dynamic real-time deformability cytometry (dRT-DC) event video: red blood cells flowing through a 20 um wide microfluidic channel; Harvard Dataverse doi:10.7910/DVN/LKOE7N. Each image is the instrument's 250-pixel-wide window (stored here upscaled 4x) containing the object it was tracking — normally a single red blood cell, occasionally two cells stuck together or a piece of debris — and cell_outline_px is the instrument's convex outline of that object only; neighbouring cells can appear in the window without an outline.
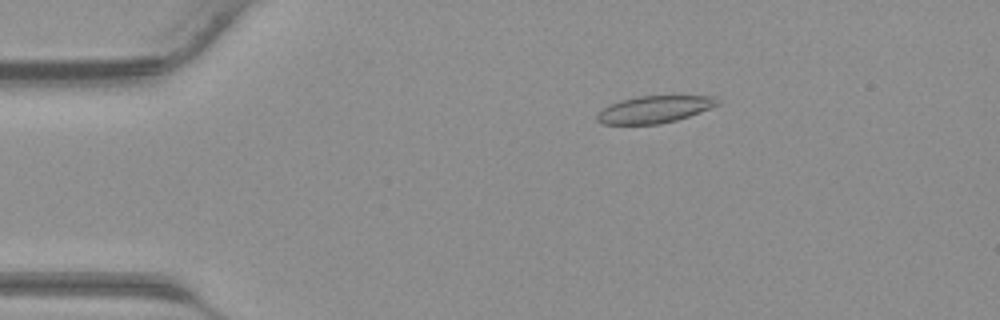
{"species": "common noctule bat (a hibernating species)", "species_latin": "Nyctalus noctula", "temperature_condition": "warm", "stored_images_in_passage": 35, "camera_frame_rate_fps": 3000, "um_per_image_px": 0.085, "animal": {"sex": "male", "body_mass_g": 23.1, "forearm_length_mm": 52.7}, "frame": {"image": 1, "passage_image": 1, "time_ms": 0.0, "image_size_px": [1000, 320], "cell_outline_px": [[720, 104], [688, 116], [676, 120], [660, 124], [604, 124], [596, 120], [596, 116], [604, 108], [620, 100], [636, 96], [716, 96], [720, 100]], "centroid_in_image_um": [55.64, 9.29], "position_along_channel_um": 29.4, "area_um2": 18.84}}
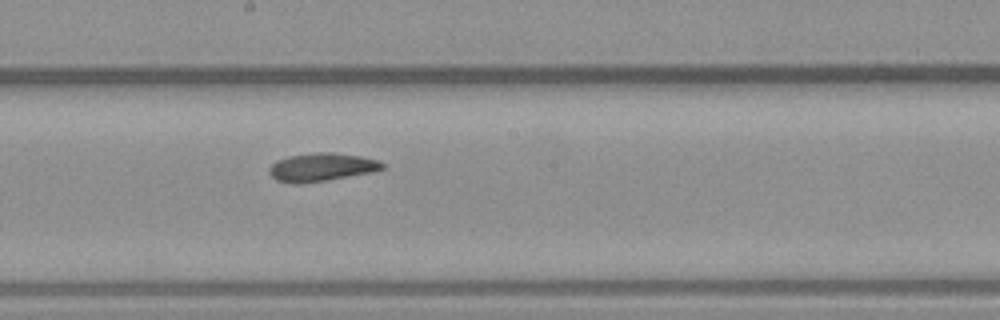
{"frame": {"image": 2, "passage_image": 16, "time_ms": 5.0, "image_size_px": [1000, 320], "cell_outline_px": [[384, 168], [372, 172], [328, 180], [300, 184], [292, 184], [276, 180], [268, 172], [268, 168], [276, 160], [288, 156], [316, 152], [332, 152], [360, 156], [376, 160], [384, 164]], "centroid_in_image_um": [27.28, 14.21], "position_along_channel_um": 220.9, "area_um2": 18.67}}
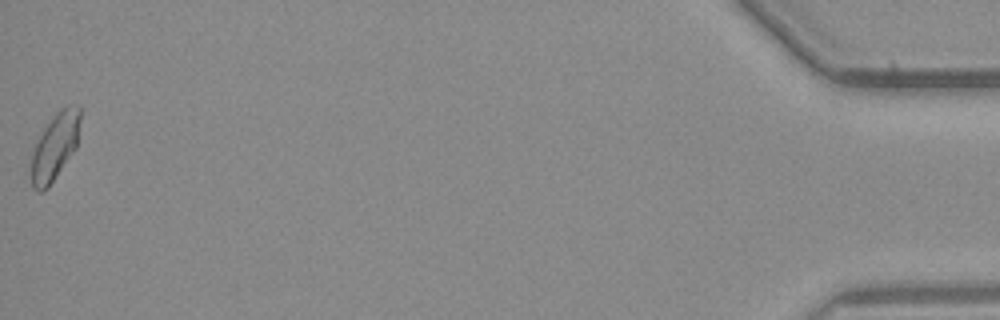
{"frame": {"image": 3, "passage_image": 35, "time_ms": 11.333, "image_size_px": [1000, 320], "cell_outline_px": [[80, 120], [76, 148], [48, 188], [44, 192], [36, 192], [32, 188], [28, 164], [32, 152], [44, 128], [56, 112], [60, 108], [68, 104], [80, 104]], "centroid_in_image_um": [4.63, 12.49], "position_along_channel_um": 430.6, "area_um2": 19.59}}